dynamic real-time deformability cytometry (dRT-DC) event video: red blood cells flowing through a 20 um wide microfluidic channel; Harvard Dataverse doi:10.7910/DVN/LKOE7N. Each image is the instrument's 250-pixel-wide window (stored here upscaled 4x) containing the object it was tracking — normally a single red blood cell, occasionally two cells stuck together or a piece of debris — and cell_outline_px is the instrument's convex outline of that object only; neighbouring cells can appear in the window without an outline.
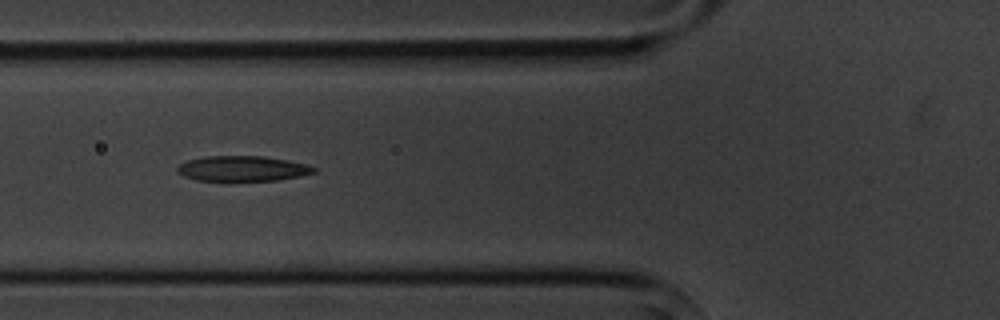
{"species": "common noctule bat (a hibernating species)", "species_latin": "Nyctalus noctula", "temperature_condition": "cold", "stored_images_in_passage": 15, "segment_of_instrument_passage": [1, 2], "camera_frame_rate_fps": 3000, "um_per_image_px": 0.085, "animal": {"sex": "male", "body_mass_g": 20.1, "forearm_length_mm": 53.5}, "frame": {"image": 1, "passage_image": 5, "time_ms": 5.667, "image_size_px": [1000, 320], "cell_outline_px": [[316, 172], [276, 180], [196, 180], [184, 176], [176, 172], [176, 168], [180, 164], [188, 160], [204, 156], [264, 156], [288, 160], [304, 164], [316, 168]], "centroid_in_image_um": [20.56, 14.31], "position_along_channel_um": 105.2, "area_um2": 19.83}}
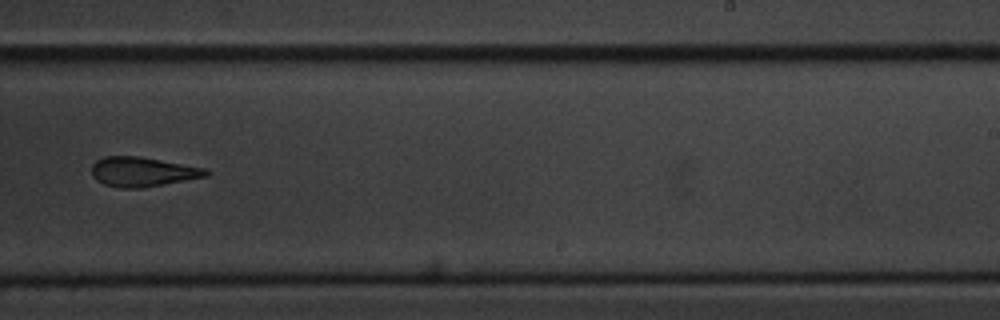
{"frame": {"image": 2, "passage_image": 9, "time_ms": 10.333, "image_size_px": [1000, 320], "cell_outline_px": [[212, 172], [208, 176], [140, 188], [120, 188], [104, 184], [96, 180], [92, 176], [92, 164], [96, 160], [104, 156], [136, 156], [204, 168]], "centroid_in_image_um": [12.08, 14.6], "position_along_channel_um": 276.9, "area_um2": 19.48}}
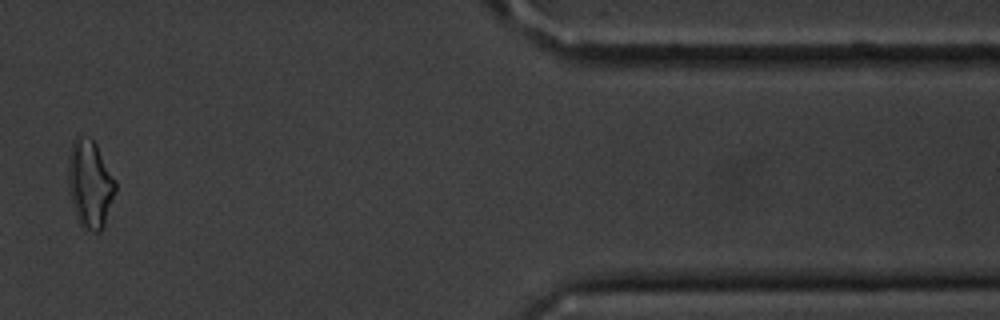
{"frame": {"image": 3, "passage_image": 13, "time_ms": 15.0, "image_size_px": [1000, 320], "cell_outline_px": [[116, 188], [104, 224], [100, 232], [96, 232], [84, 228], [80, 224], [72, 200], [68, 184], [68, 156], [72, 140], [76, 136], [88, 136], [96, 144], [116, 180]], "centroid_in_image_um": [7.64, 15.57], "position_along_channel_um": 403.8, "area_um2": 23.87}}